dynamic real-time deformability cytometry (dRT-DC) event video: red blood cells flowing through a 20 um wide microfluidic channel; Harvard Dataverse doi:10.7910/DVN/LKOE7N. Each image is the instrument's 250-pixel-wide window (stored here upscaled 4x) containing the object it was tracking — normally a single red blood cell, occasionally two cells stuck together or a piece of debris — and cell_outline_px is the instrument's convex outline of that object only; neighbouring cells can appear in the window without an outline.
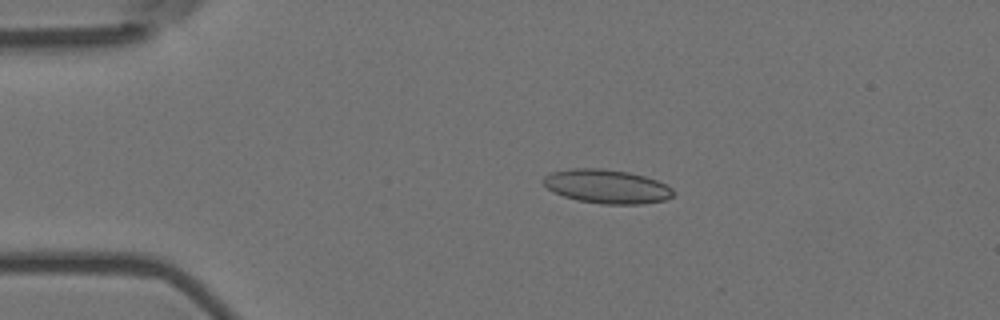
{"species": "Egyptian fruit bat (a non-hibernating species)", "species_latin": "Rousettus aegyptiacus", "temperature_condition": "room temperature", "stored_images_in_passage": 9, "camera_frame_rate_fps": 3000, "um_per_image_px": 0.085, "animal": {"sex": "female"}, "frame": {"image": 1, "passage_image": 3, "time_ms": 0.667, "image_size_px": [1000, 320], "cell_outline_px": [[676, 192], [672, 196], [664, 200], [644, 204], [600, 204], [576, 200], [552, 192], [540, 180], [544, 176], [552, 172], [572, 168], [604, 168], [628, 172], [644, 176], [656, 180], [672, 188]], "centroid_in_image_um": [51.56, 15.85], "position_along_channel_um": 33.4, "area_um2": 25.84}}
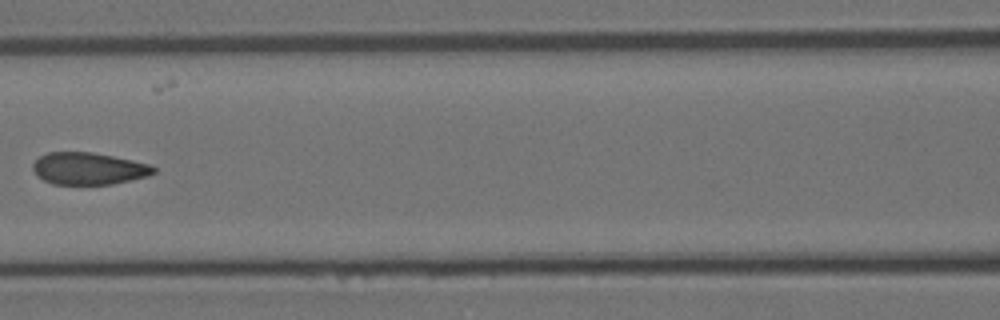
{"frame": {"image": 2, "passage_image": 7, "time_ms": 2.0, "image_size_px": [1000, 320], "cell_outline_px": [[156, 172], [148, 176], [112, 184], [52, 184], [36, 176], [32, 168], [32, 164], [40, 156], [48, 152], [92, 152], [132, 160], [148, 164], [156, 168]], "centroid_in_image_um": [7.51, 14.33], "position_along_channel_um": 159.1, "area_um2": 22.54}}
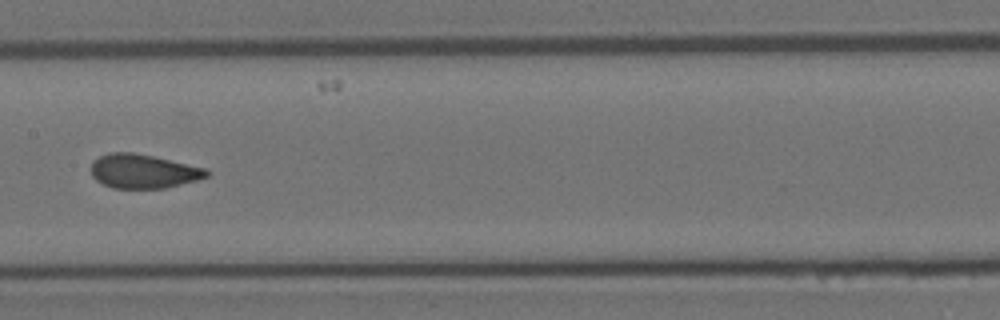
{"frame": {"image": 3, "passage_image": 8, "time_ms": 2.333, "image_size_px": [1000, 320], "cell_outline_px": [[212, 172], [208, 176], [196, 180], [164, 188], [112, 188], [96, 180], [92, 176], [92, 160], [108, 152], [132, 152], [152, 156], [208, 168]], "centroid_in_image_um": [12.19, 14.55], "position_along_channel_um": 195.2, "area_um2": 22.95}}